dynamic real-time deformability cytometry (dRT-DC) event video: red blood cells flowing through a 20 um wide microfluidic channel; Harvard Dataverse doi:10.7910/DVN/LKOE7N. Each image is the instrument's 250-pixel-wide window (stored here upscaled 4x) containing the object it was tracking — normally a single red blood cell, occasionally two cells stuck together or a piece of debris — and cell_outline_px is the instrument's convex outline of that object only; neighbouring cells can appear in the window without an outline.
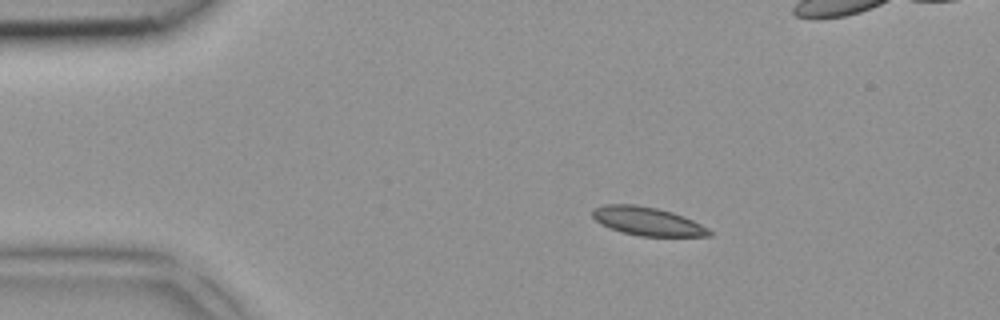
{"species": "common noctule bat (a hibernating species)", "species_latin": "Nyctalus noctula", "temperature_condition": "room temperature", "stored_images_in_passage": 3, "camera_frame_rate_fps": 3000, "um_per_image_px": 0.085, "animal": {"sex": "female", "body_mass_g": 18.4}, "frame": {"image": 1, "passage_image": 1, "time_ms": 0.0, "image_size_px": [1000, 320], "cell_outline_px": [[712, 236], [640, 236], [624, 232], [600, 224], [592, 216], [592, 208], [604, 204], [636, 204], [656, 208], [672, 212], [684, 216], [708, 228], [712, 232]], "centroid_in_image_um": [55.02, 18.79], "position_along_channel_um": 30.0, "area_um2": 19.31}}